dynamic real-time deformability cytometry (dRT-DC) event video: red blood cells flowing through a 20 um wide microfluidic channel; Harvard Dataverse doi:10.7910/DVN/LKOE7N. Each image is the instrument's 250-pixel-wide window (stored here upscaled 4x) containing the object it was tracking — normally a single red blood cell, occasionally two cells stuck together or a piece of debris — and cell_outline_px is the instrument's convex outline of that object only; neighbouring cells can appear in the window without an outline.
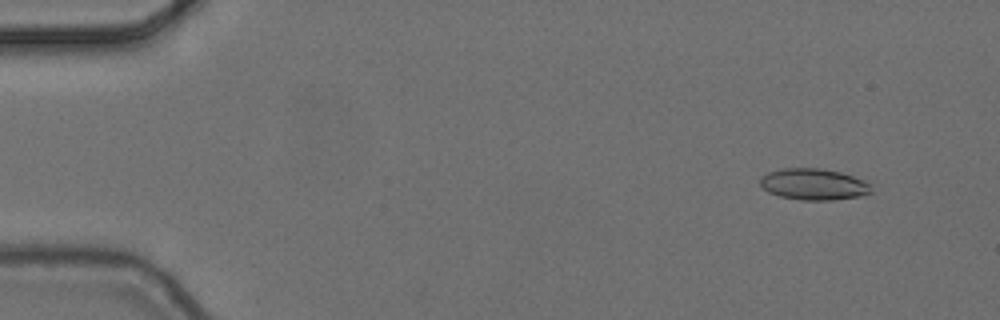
{"species": "common noctule bat (a hibernating species)", "species_latin": "Nyctalus noctula", "temperature_condition": "cold", "stored_images_in_passage": 4, "camera_frame_rate_fps": 3000, "um_per_image_px": 0.085, "animal": {"sex": "female", "body_mass_g": 24.6, "forearm_length_mm": 56.2}, "frame": {"image": 1, "passage_image": 1, "time_ms": 0.0, "image_size_px": [1000, 320], "cell_outline_px": [[872, 192], [864, 196], [832, 200], [800, 200], [780, 196], [768, 192], [760, 184], [760, 180], [768, 172], [784, 168], [820, 168], [840, 172], [852, 176], [868, 184]], "centroid_in_image_um": [69.15, 15.67], "position_along_channel_um": 15.8, "area_um2": 20.11}}
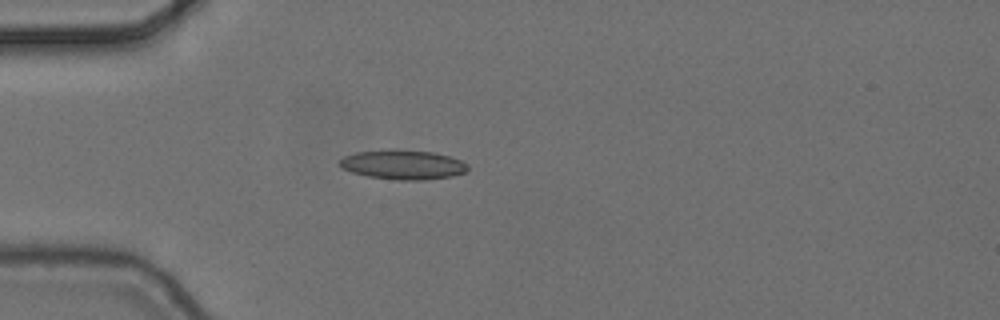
{"frame": {"image": 2, "passage_image": 3, "time_ms": 0.667, "image_size_px": [1000, 320], "cell_outline_px": [[468, 172], [452, 176], [424, 180], [396, 180], [368, 176], [352, 172], [344, 168], [340, 164], [340, 160], [344, 156], [356, 152], [392, 148], [396, 148], [432, 152], [448, 156], [460, 160], [468, 164]], "centroid_in_image_um": [34.28, 13.98], "position_along_channel_um": 50.7, "area_um2": 22.2}}